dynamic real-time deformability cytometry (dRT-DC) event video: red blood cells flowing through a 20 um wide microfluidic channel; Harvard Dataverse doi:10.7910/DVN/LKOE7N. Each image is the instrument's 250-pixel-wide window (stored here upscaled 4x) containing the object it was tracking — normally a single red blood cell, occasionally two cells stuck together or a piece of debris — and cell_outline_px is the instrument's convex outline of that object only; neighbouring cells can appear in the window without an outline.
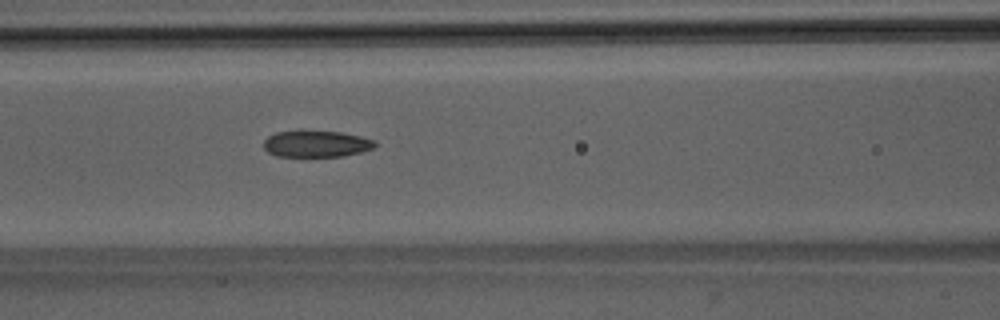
{"species": "Egyptian fruit bat (a non-hibernating species)", "species_latin": "Rousettus aegyptiacus", "temperature_condition": "room temperature", "stored_images_in_passage": 42, "camera_frame_rate_fps": 3000, "um_per_image_px": 0.085, "animal": {"sex": "male"}, "frame": {"image": 1, "passage_image": 13, "time_ms": 4.0, "image_size_px": [1000, 320], "cell_outline_px": [[376, 144], [372, 148], [360, 152], [344, 156], [276, 156], [268, 152], [264, 148], [264, 140], [268, 136], [276, 132], [300, 128], [340, 132], [360, 136], [376, 140]], "centroid_in_image_um": [26.84, 12.18], "position_along_channel_um": 139.8, "area_um2": 17.74}}
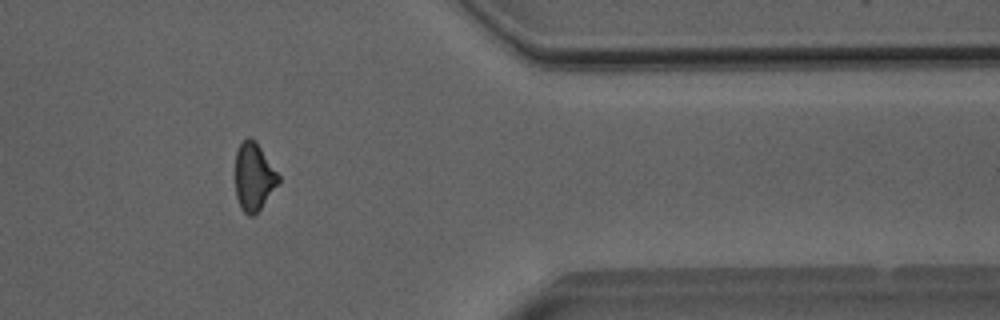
{"frame": {"image": 2, "passage_image": 33, "time_ms": 10.667, "image_size_px": [1000, 320], "cell_outline_px": [[280, 180], [260, 208], [252, 216], [248, 216], [240, 208], [236, 196], [236, 152], [240, 144], [248, 136], [256, 140], [280, 176]], "centroid_in_image_um": [21.56, 15.0], "position_along_channel_um": 389.8, "area_um2": 16.88}}
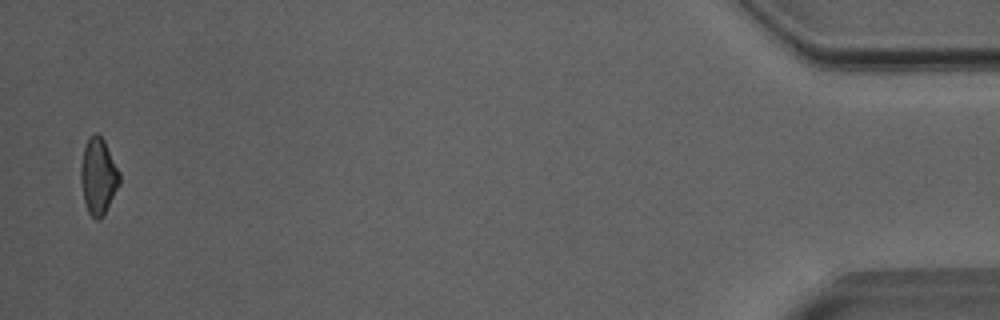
{"frame": {"image": 3, "passage_image": 41, "time_ms": 13.333, "image_size_px": [1000, 320], "cell_outline_px": [[120, 184], [104, 216], [100, 220], [96, 220], [88, 212], [84, 200], [80, 180], [80, 168], [84, 148], [88, 136], [96, 132], [104, 140], [120, 172]], "centroid_in_image_um": [8.36, 14.99], "position_along_channel_um": 426.8, "area_um2": 17.4}, "authors_computed_cell_mechanics": {"area_um2": 17.7157, "velocity_mm_per_s": 4.0318, "shape_relaxation_time_tau1_ms": 6.135, "shape_relaxation_time_tau2_ms": 2.2872, "deformation_change_tau1": 0.1685, "deformation_change_tau2": 0.0933}}